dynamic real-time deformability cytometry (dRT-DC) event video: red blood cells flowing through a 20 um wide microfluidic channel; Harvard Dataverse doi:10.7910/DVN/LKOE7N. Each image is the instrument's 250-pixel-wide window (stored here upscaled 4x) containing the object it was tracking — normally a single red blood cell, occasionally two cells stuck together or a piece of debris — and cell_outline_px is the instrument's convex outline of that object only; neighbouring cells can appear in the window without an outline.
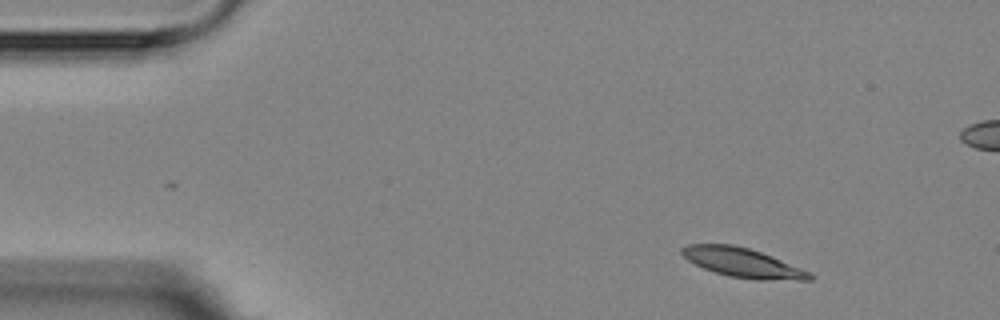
{"species": "Egyptian fruit bat (a non-hibernating species)", "species_latin": "Rousettus aegyptiacus", "temperature_condition": "room temperature", "stored_images_in_passage": 6, "camera_frame_rate_fps": 3000, "um_per_image_px": 0.085, "animal": {"sex": "female"}, "frame": {"image": 1, "passage_image": 1, "time_ms": 0.0, "image_size_px": [1000, 320], "cell_outline_px": [[816, 276], [812, 280], [760, 280], [728, 276], [704, 268], [688, 260], [680, 252], [680, 248], [688, 244], [732, 244], [748, 248], [760, 252], [812, 272]], "centroid_in_image_um": [63.16, 22.34], "position_along_channel_um": 21.8, "area_um2": 21.73}}
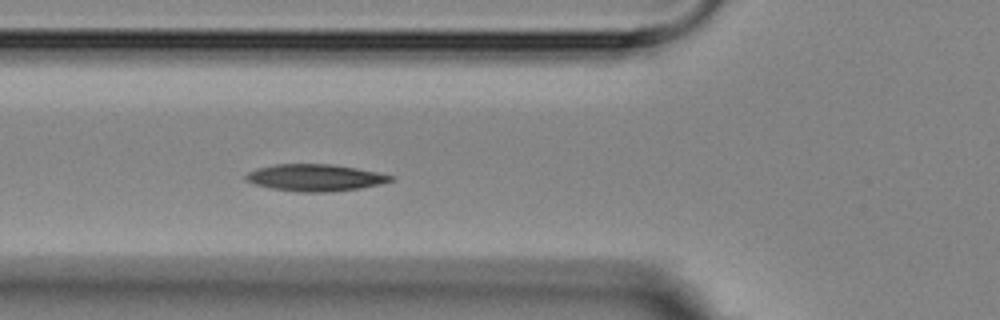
{"frame": {"image": 2, "passage_image": 5, "time_ms": 4.333, "image_size_px": [1000, 320], "cell_outline_px": [[396, 180], [380, 184], [360, 188], [332, 192], [296, 192], [268, 188], [244, 180], [244, 176], [248, 172], [256, 168], [276, 164], [332, 164], [356, 168], [396, 176]], "centroid_in_image_um": [26.78, 15.11], "position_along_channel_um": 99.0, "area_um2": 22.95}}